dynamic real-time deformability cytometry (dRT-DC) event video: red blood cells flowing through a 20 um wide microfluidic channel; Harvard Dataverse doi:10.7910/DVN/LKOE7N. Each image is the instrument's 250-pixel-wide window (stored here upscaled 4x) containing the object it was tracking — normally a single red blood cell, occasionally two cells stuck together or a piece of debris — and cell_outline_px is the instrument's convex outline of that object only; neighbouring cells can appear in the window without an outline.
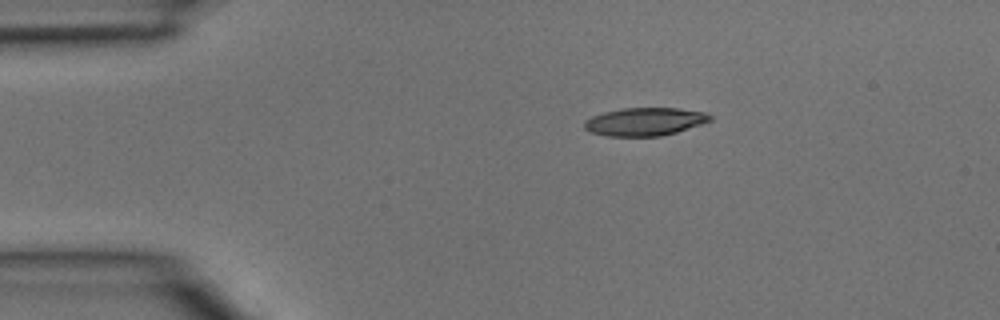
{"species": "common noctule bat (a hibernating species)", "species_latin": "Nyctalus noctula", "temperature_condition": "room temperature", "stored_images_in_passage": 2, "camera_frame_rate_fps": 3000, "um_per_image_px": 0.085, "animal": {"sex": "male", "body_mass_g": 15.6}, "frame": {"image": 1, "passage_image": 1, "time_ms": 0.0, "image_size_px": [1000, 320], "cell_outline_px": [[712, 120], [676, 132], [660, 136], [608, 136], [592, 132], [584, 128], [584, 120], [592, 116], [604, 112], [624, 108], [676, 108], [708, 112], [712, 116]], "centroid_in_image_um": [54.82, 10.33], "position_along_channel_um": 30.2, "area_um2": 20.46}}